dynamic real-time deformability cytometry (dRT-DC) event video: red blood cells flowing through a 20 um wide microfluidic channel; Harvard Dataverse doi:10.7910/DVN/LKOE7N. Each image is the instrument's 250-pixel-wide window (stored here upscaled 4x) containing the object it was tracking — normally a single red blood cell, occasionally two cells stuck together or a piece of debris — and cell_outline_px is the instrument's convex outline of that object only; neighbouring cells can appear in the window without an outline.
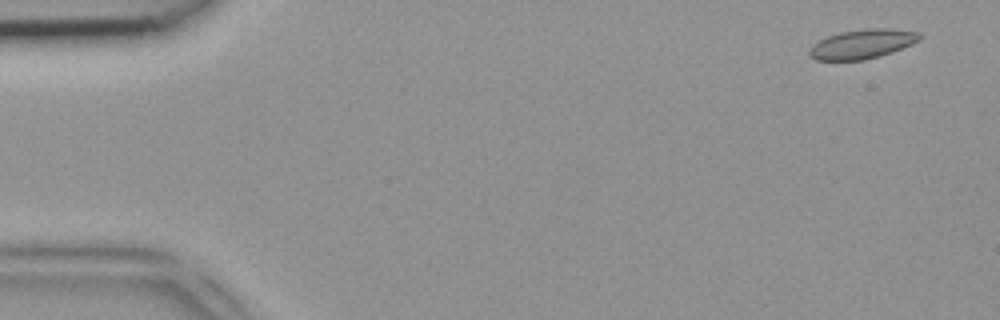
{"species": "common noctule bat (a hibernating species)", "species_latin": "Nyctalus noctula", "temperature_condition": "room temperature", "stored_images_in_passage": 13, "camera_frame_rate_fps": 3000, "um_per_image_px": 0.085, "animal": {"sex": "female", "body_mass_g": 18.4}, "frame": {"image": 1, "passage_image": 3, "time_ms": 0.667, "image_size_px": [1000, 320], "cell_outline_px": [[924, 36], [920, 40], [912, 44], [892, 52], [880, 56], [864, 60], [816, 60], [808, 56], [808, 48], [812, 44], [828, 36], [840, 32], [868, 28], [888, 28], [920, 32]], "centroid_in_image_um": [73.3, 3.74], "position_along_channel_um": 11.7, "area_um2": 19.07}}